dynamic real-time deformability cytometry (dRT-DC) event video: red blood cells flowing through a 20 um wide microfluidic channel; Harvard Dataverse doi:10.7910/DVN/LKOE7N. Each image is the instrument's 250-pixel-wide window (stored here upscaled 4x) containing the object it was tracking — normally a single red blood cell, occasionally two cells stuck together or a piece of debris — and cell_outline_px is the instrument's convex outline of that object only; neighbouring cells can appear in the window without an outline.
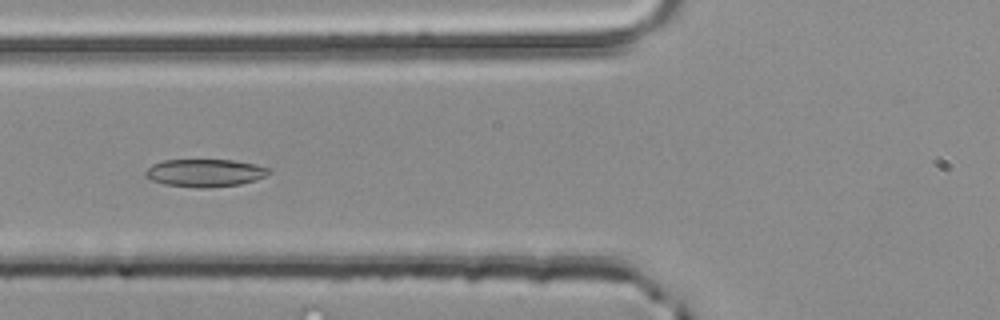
{"species": "common noctule bat (a hibernating species)", "species_latin": "Nyctalus noctula", "temperature_condition": "room temperature", "stored_images_in_passage": 52, "camera_frame_rate_fps": 3000, "um_per_image_px": 0.085, "animal": {"sex": "male", "body_mass_g": 20.4}, "frame": {"image": 1, "passage_image": 20, "time_ms": 6.333, "image_size_px": [1000, 320], "cell_outline_px": [[272, 172], [256, 180], [240, 184], [200, 188], [196, 188], [164, 184], [152, 180], [144, 176], [144, 172], [152, 164], [164, 160], [232, 160], [256, 164], [272, 168]], "centroid_in_image_um": [17.43, 14.69], "position_along_channel_um": 108.4, "area_um2": 20.0}}
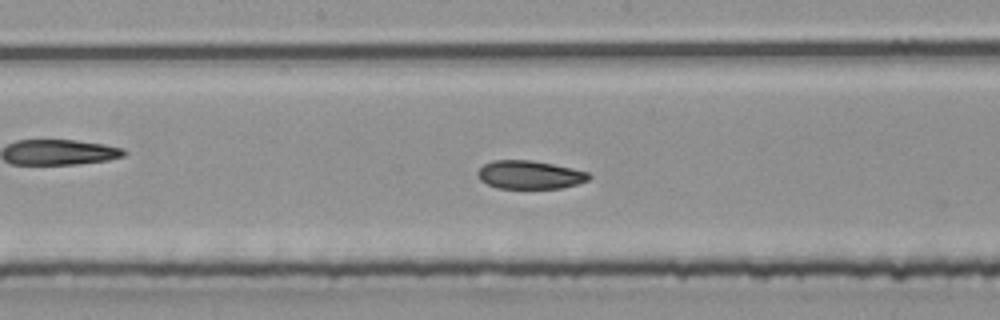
{"frame": {"image": 2, "passage_image": 27, "time_ms": 8.667, "image_size_px": [1000, 320], "cell_outline_px": [[592, 176], [588, 180], [576, 184], [560, 188], [496, 188], [480, 180], [476, 172], [484, 164], [492, 160], [532, 160], [572, 168], [588, 172]], "centroid_in_image_um": [45.01, 14.85], "position_along_channel_um": 203.2, "area_um2": 18.32}}
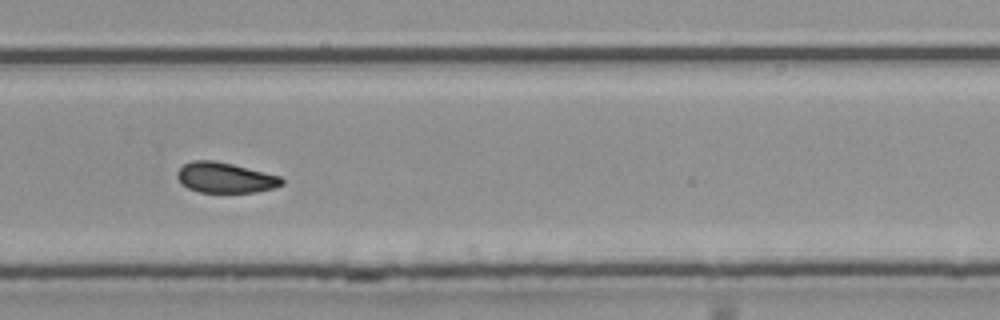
{"frame": {"image": 3, "passage_image": 35, "time_ms": 11.333, "image_size_px": [1000, 320], "cell_outline_px": [[284, 184], [276, 188], [256, 192], [200, 192], [188, 188], [176, 176], [176, 172], [184, 164], [192, 160], [212, 160], [232, 164], [280, 176], [284, 180]], "centroid_in_image_um": [19.16, 15.1], "position_along_channel_um": 310.6, "area_um2": 18.44}, "authors_computed_cell_mechanics": {"area_um2": 19.2763, "velocity_mm_per_s": 4.0503, "shape_relaxation_time_tau1_ms": 8.0237, "shape_relaxation_time_tau2_ms": 3.3377, "deformation_change_tau1": 0.1659, "deformation_change_tau2": 0.0764}}